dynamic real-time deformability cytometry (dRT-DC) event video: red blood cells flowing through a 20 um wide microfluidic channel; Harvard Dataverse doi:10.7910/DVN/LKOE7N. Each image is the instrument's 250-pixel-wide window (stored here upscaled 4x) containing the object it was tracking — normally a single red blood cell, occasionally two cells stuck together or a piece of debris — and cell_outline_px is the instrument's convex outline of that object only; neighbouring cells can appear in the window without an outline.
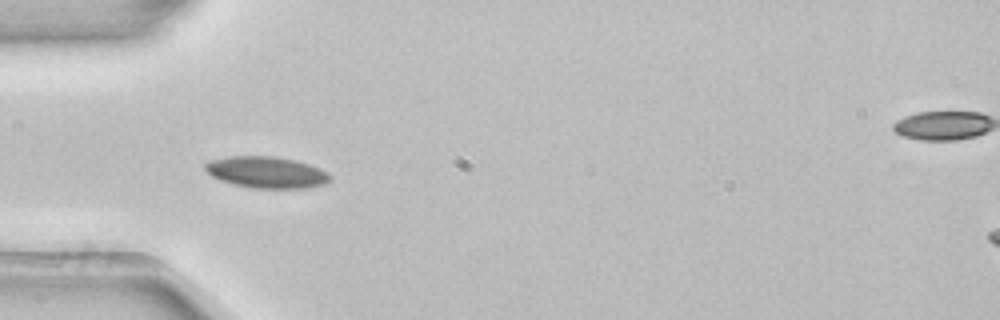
{"species": "common noctule bat (a hibernating species)", "species_latin": "Nyctalus noctula", "temperature_condition": "room temperature", "stored_images_in_passage": 5, "camera_frame_rate_fps": 3000, "um_per_image_px": 0.085, "animal": {"sex": "female", "body_mass_g": 22.7, "forearm_length_mm": 54.2}, "frame": {"image": 1, "passage_image": 4, "time_ms": 1.0, "image_size_px": [1000, 320], "cell_outline_px": [[332, 180], [324, 184], [308, 188], [252, 188], [232, 184], [220, 180], [212, 176], [204, 168], [204, 164], [212, 160], [228, 156], [276, 156], [296, 160], [320, 168], [328, 172], [332, 176]], "centroid_in_image_um": [22.69, 14.64], "position_along_channel_um": 62.3, "area_um2": 23.12}}